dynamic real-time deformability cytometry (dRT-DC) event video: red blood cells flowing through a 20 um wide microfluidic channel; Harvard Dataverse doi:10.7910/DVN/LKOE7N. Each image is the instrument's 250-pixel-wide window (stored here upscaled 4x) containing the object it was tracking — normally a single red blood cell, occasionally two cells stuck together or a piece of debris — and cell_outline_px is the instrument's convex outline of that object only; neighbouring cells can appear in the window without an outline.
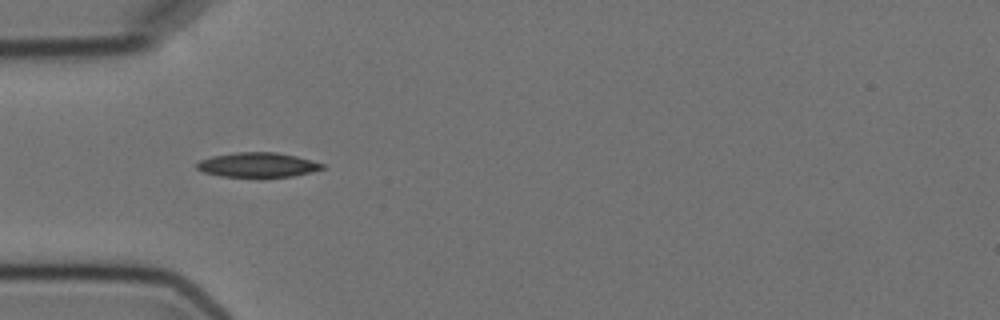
{"species": "Egyptian fruit bat (a non-hibernating species)", "species_latin": "Rousettus aegyptiacus", "temperature_condition": "cold", "stored_images_in_passage": 5, "camera_frame_rate_fps": 3000, "um_per_image_px": 0.085, "animal": {"sex": "female"}, "frame": {"image": 1, "passage_image": 4, "time_ms": 4.667, "image_size_px": [1000, 320], "cell_outline_px": [[328, 168], [312, 172], [292, 176], [260, 180], [220, 176], [204, 172], [196, 168], [196, 164], [200, 160], [212, 156], [236, 152], [276, 152], [296, 156], [312, 160], [324, 164]], "centroid_in_image_um": [21.94, 14.06], "position_along_channel_um": 63.1, "area_um2": 18.96}}
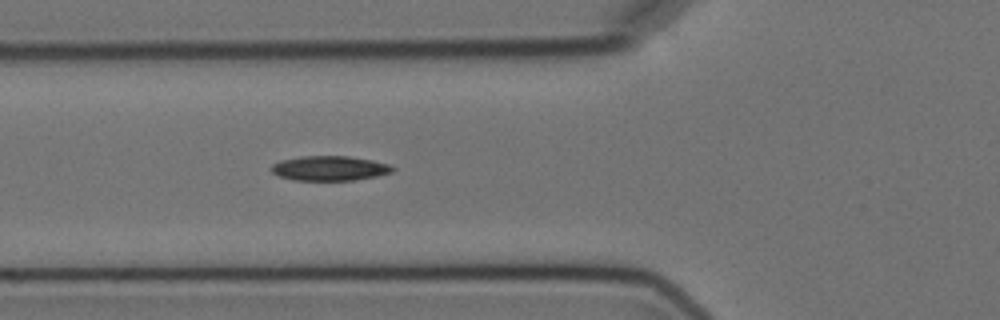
{"frame": {"image": 2, "passage_image": 5, "time_ms": 5.667, "image_size_px": [1000, 320], "cell_outline_px": [[396, 168], [392, 172], [376, 176], [356, 180], [292, 180], [280, 176], [272, 172], [272, 164], [280, 160], [300, 156], [348, 156], [372, 160], [392, 164]], "centroid_in_image_um": [28.05, 14.3], "position_along_channel_um": 97.8, "area_um2": 17.57}}